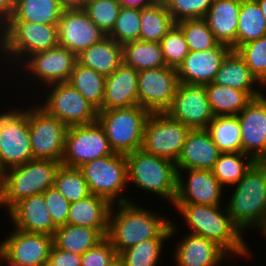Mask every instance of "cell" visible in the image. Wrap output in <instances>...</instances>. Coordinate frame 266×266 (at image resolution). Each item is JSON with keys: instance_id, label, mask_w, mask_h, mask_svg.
<instances>
[{"instance_id": "cell-37", "label": "cell", "mask_w": 266, "mask_h": 266, "mask_svg": "<svg viewBox=\"0 0 266 266\" xmlns=\"http://www.w3.org/2000/svg\"><path fill=\"white\" fill-rule=\"evenodd\" d=\"M123 62L137 71L166 66L160 42L140 40L123 45Z\"/></svg>"}, {"instance_id": "cell-49", "label": "cell", "mask_w": 266, "mask_h": 266, "mask_svg": "<svg viewBox=\"0 0 266 266\" xmlns=\"http://www.w3.org/2000/svg\"><path fill=\"white\" fill-rule=\"evenodd\" d=\"M46 266H81V255L64 251L53 245Z\"/></svg>"}, {"instance_id": "cell-19", "label": "cell", "mask_w": 266, "mask_h": 266, "mask_svg": "<svg viewBox=\"0 0 266 266\" xmlns=\"http://www.w3.org/2000/svg\"><path fill=\"white\" fill-rule=\"evenodd\" d=\"M107 35L83 9L63 10L58 22V44L78 55Z\"/></svg>"}, {"instance_id": "cell-36", "label": "cell", "mask_w": 266, "mask_h": 266, "mask_svg": "<svg viewBox=\"0 0 266 266\" xmlns=\"http://www.w3.org/2000/svg\"><path fill=\"white\" fill-rule=\"evenodd\" d=\"M266 35V19L256 0H241L236 34V50Z\"/></svg>"}, {"instance_id": "cell-58", "label": "cell", "mask_w": 266, "mask_h": 266, "mask_svg": "<svg viewBox=\"0 0 266 266\" xmlns=\"http://www.w3.org/2000/svg\"><path fill=\"white\" fill-rule=\"evenodd\" d=\"M259 229H260V232L264 235V237H266V220Z\"/></svg>"}, {"instance_id": "cell-2", "label": "cell", "mask_w": 266, "mask_h": 266, "mask_svg": "<svg viewBox=\"0 0 266 266\" xmlns=\"http://www.w3.org/2000/svg\"><path fill=\"white\" fill-rule=\"evenodd\" d=\"M183 216L190 233L203 236L215 242L228 255L229 258L237 256L249 257L250 252L242 232L232 222L227 209L222 210L221 205L203 204H173ZM223 211V212H222Z\"/></svg>"}, {"instance_id": "cell-9", "label": "cell", "mask_w": 266, "mask_h": 266, "mask_svg": "<svg viewBox=\"0 0 266 266\" xmlns=\"http://www.w3.org/2000/svg\"><path fill=\"white\" fill-rule=\"evenodd\" d=\"M12 109L0 113V163L5 171L33 159L28 108Z\"/></svg>"}, {"instance_id": "cell-43", "label": "cell", "mask_w": 266, "mask_h": 266, "mask_svg": "<svg viewBox=\"0 0 266 266\" xmlns=\"http://www.w3.org/2000/svg\"><path fill=\"white\" fill-rule=\"evenodd\" d=\"M251 73L266 86V35L241 45L237 50Z\"/></svg>"}, {"instance_id": "cell-56", "label": "cell", "mask_w": 266, "mask_h": 266, "mask_svg": "<svg viewBox=\"0 0 266 266\" xmlns=\"http://www.w3.org/2000/svg\"><path fill=\"white\" fill-rule=\"evenodd\" d=\"M2 262L8 263L7 266H35L31 264L18 265V264L12 263L11 261H8L3 255H2Z\"/></svg>"}, {"instance_id": "cell-12", "label": "cell", "mask_w": 266, "mask_h": 266, "mask_svg": "<svg viewBox=\"0 0 266 266\" xmlns=\"http://www.w3.org/2000/svg\"><path fill=\"white\" fill-rule=\"evenodd\" d=\"M112 154L114 151L98 121L88 125L69 126L61 165L80 168L87 162Z\"/></svg>"}, {"instance_id": "cell-10", "label": "cell", "mask_w": 266, "mask_h": 266, "mask_svg": "<svg viewBox=\"0 0 266 266\" xmlns=\"http://www.w3.org/2000/svg\"><path fill=\"white\" fill-rule=\"evenodd\" d=\"M28 108V126L33 159H63L68 126L37 103Z\"/></svg>"}, {"instance_id": "cell-7", "label": "cell", "mask_w": 266, "mask_h": 266, "mask_svg": "<svg viewBox=\"0 0 266 266\" xmlns=\"http://www.w3.org/2000/svg\"><path fill=\"white\" fill-rule=\"evenodd\" d=\"M93 195L107 199L111 204L133 202L123 191L128 184L125 154L114 153L83 164L79 168ZM125 197V198H124Z\"/></svg>"}, {"instance_id": "cell-45", "label": "cell", "mask_w": 266, "mask_h": 266, "mask_svg": "<svg viewBox=\"0 0 266 266\" xmlns=\"http://www.w3.org/2000/svg\"><path fill=\"white\" fill-rule=\"evenodd\" d=\"M162 55L166 66L176 68L189 54L188 45L181 29L174 24L160 41Z\"/></svg>"}, {"instance_id": "cell-6", "label": "cell", "mask_w": 266, "mask_h": 266, "mask_svg": "<svg viewBox=\"0 0 266 266\" xmlns=\"http://www.w3.org/2000/svg\"><path fill=\"white\" fill-rule=\"evenodd\" d=\"M151 113L140 105L98 112L97 121L104 128L114 153L128 154L141 149L146 121Z\"/></svg>"}, {"instance_id": "cell-3", "label": "cell", "mask_w": 266, "mask_h": 266, "mask_svg": "<svg viewBox=\"0 0 266 266\" xmlns=\"http://www.w3.org/2000/svg\"><path fill=\"white\" fill-rule=\"evenodd\" d=\"M232 187L225 206L232 222L242 233L250 226L259 231L266 220V161H256Z\"/></svg>"}, {"instance_id": "cell-28", "label": "cell", "mask_w": 266, "mask_h": 266, "mask_svg": "<svg viewBox=\"0 0 266 266\" xmlns=\"http://www.w3.org/2000/svg\"><path fill=\"white\" fill-rule=\"evenodd\" d=\"M111 206L107 199L91 194L70 203L67 224L97 229L106 237Z\"/></svg>"}, {"instance_id": "cell-42", "label": "cell", "mask_w": 266, "mask_h": 266, "mask_svg": "<svg viewBox=\"0 0 266 266\" xmlns=\"http://www.w3.org/2000/svg\"><path fill=\"white\" fill-rule=\"evenodd\" d=\"M140 10L121 8L112 31L107 35L117 43L124 45L140 40Z\"/></svg>"}, {"instance_id": "cell-52", "label": "cell", "mask_w": 266, "mask_h": 266, "mask_svg": "<svg viewBox=\"0 0 266 266\" xmlns=\"http://www.w3.org/2000/svg\"><path fill=\"white\" fill-rule=\"evenodd\" d=\"M64 10L84 9V0H58Z\"/></svg>"}, {"instance_id": "cell-32", "label": "cell", "mask_w": 266, "mask_h": 266, "mask_svg": "<svg viewBox=\"0 0 266 266\" xmlns=\"http://www.w3.org/2000/svg\"><path fill=\"white\" fill-rule=\"evenodd\" d=\"M205 89L215 116L238 115L253 99L247 92L229 86L208 83Z\"/></svg>"}, {"instance_id": "cell-50", "label": "cell", "mask_w": 266, "mask_h": 266, "mask_svg": "<svg viewBox=\"0 0 266 266\" xmlns=\"http://www.w3.org/2000/svg\"><path fill=\"white\" fill-rule=\"evenodd\" d=\"M158 0H119L122 8L144 9L154 5Z\"/></svg>"}, {"instance_id": "cell-54", "label": "cell", "mask_w": 266, "mask_h": 266, "mask_svg": "<svg viewBox=\"0 0 266 266\" xmlns=\"http://www.w3.org/2000/svg\"><path fill=\"white\" fill-rule=\"evenodd\" d=\"M261 8L262 13L266 19V0H256Z\"/></svg>"}, {"instance_id": "cell-11", "label": "cell", "mask_w": 266, "mask_h": 266, "mask_svg": "<svg viewBox=\"0 0 266 266\" xmlns=\"http://www.w3.org/2000/svg\"><path fill=\"white\" fill-rule=\"evenodd\" d=\"M190 131L165 112L151 113L145 124L141 149L176 163Z\"/></svg>"}, {"instance_id": "cell-57", "label": "cell", "mask_w": 266, "mask_h": 266, "mask_svg": "<svg viewBox=\"0 0 266 266\" xmlns=\"http://www.w3.org/2000/svg\"><path fill=\"white\" fill-rule=\"evenodd\" d=\"M5 172H6L5 169L3 168L2 164L0 163V185L2 184Z\"/></svg>"}, {"instance_id": "cell-40", "label": "cell", "mask_w": 266, "mask_h": 266, "mask_svg": "<svg viewBox=\"0 0 266 266\" xmlns=\"http://www.w3.org/2000/svg\"><path fill=\"white\" fill-rule=\"evenodd\" d=\"M170 238H152L122 251L118 256L124 266H157L164 249V242ZM163 248V249H162Z\"/></svg>"}, {"instance_id": "cell-20", "label": "cell", "mask_w": 266, "mask_h": 266, "mask_svg": "<svg viewBox=\"0 0 266 266\" xmlns=\"http://www.w3.org/2000/svg\"><path fill=\"white\" fill-rule=\"evenodd\" d=\"M242 136V153L255 161H266V95L254 98L237 115Z\"/></svg>"}, {"instance_id": "cell-35", "label": "cell", "mask_w": 266, "mask_h": 266, "mask_svg": "<svg viewBox=\"0 0 266 266\" xmlns=\"http://www.w3.org/2000/svg\"><path fill=\"white\" fill-rule=\"evenodd\" d=\"M175 24L163 1L140 10V41L160 42Z\"/></svg>"}, {"instance_id": "cell-23", "label": "cell", "mask_w": 266, "mask_h": 266, "mask_svg": "<svg viewBox=\"0 0 266 266\" xmlns=\"http://www.w3.org/2000/svg\"><path fill=\"white\" fill-rule=\"evenodd\" d=\"M177 266H220L228 254L215 242L193 233L185 234L177 244Z\"/></svg>"}, {"instance_id": "cell-15", "label": "cell", "mask_w": 266, "mask_h": 266, "mask_svg": "<svg viewBox=\"0 0 266 266\" xmlns=\"http://www.w3.org/2000/svg\"><path fill=\"white\" fill-rule=\"evenodd\" d=\"M165 113L191 130L206 129L215 115L209 104L205 85L179 83Z\"/></svg>"}, {"instance_id": "cell-31", "label": "cell", "mask_w": 266, "mask_h": 266, "mask_svg": "<svg viewBox=\"0 0 266 266\" xmlns=\"http://www.w3.org/2000/svg\"><path fill=\"white\" fill-rule=\"evenodd\" d=\"M63 10L58 0H15L14 11L8 21L58 25Z\"/></svg>"}, {"instance_id": "cell-55", "label": "cell", "mask_w": 266, "mask_h": 266, "mask_svg": "<svg viewBox=\"0 0 266 266\" xmlns=\"http://www.w3.org/2000/svg\"><path fill=\"white\" fill-rule=\"evenodd\" d=\"M108 266H124L122 259L118 256Z\"/></svg>"}, {"instance_id": "cell-21", "label": "cell", "mask_w": 266, "mask_h": 266, "mask_svg": "<svg viewBox=\"0 0 266 266\" xmlns=\"http://www.w3.org/2000/svg\"><path fill=\"white\" fill-rule=\"evenodd\" d=\"M232 49L219 43L205 51H189L177 67L179 83L205 85L212 83L222 60Z\"/></svg>"}, {"instance_id": "cell-25", "label": "cell", "mask_w": 266, "mask_h": 266, "mask_svg": "<svg viewBox=\"0 0 266 266\" xmlns=\"http://www.w3.org/2000/svg\"><path fill=\"white\" fill-rule=\"evenodd\" d=\"M220 153L206 129L191 130L175 163L176 168L211 170Z\"/></svg>"}, {"instance_id": "cell-46", "label": "cell", "mask_w": 266, "mask_h": 266, "mask_svg": "<svg viewBox=\"0 0 266 266\" xmlns=\"http://www.w3.org/2000/svg\"><path fill=\"white\" fill-rule=\"evenodd\" d=\"M175 23L205 18L213 0H162Z\"/></svg>"}, {"instance_id": "cell-38", "label": "cell", "mask_w": 266, "mask_h": 266, "mask_svg": "<svg viewBox=\"0 0 266 266\" xmlns=\"http://www.w3.org/2000/svg\"><path fill=\"white\" fill-rule=\"evenodd\" d=\"M256 161L242 152L220 153L218 160L211 169L213 175L225 188L235 185Z\"/></svg>"}, {"instance_id": "cell-13", "label": "cell", "mask_w": 266, "mask_h": 266, "mask_svg": "<svg viewBox=\"0 0 266 266\" xmlns=\"http://www.w3.org/2000/svg\"><path fill=\"white\" fill-rule=\"evenodd\" d=\"M46 89L45 102L39 106L68 127L97 121L98 111L69 82L51 84Z\"/></svg>"}, {"instance_id": "cell-8", "label": "cell", "mask_w": 266, "mask_h": 266, "mask_svg": "<svg viewBox=\"0 0 266 266\" xmlns=\"http://www.w3.org/2000/svg\"><path fill=\"white\" fill-rule=\"evenodd\" d=\"M58 44V25L27 21H8V35L2 56L11 63H22L33 53L52 49ZM19 60V61H18Z\"/></svg>"}, {"instance_id": "cell-29", "label": "cell", "mask_w": 266, "mask_h": 266, "mask_svg": "<svg viewBox=\"0 0 266 266\" xmlns=\"http://www.w3.org/2000/svg\"><path fill=\"white\" fill-rule=\"evenodd\" d=\"M77 62L105 76L123 63V45L106 36L77 55Z\"/></svg>"}, {"instance_id": "cell-48", "label": "cell", "mask_w": 266, "mask_h": 266, "mask_svg": "<svg viewBox=\"0 0 266 266\" xmlns=\"http://www.w3.org/2000/svg\"><path fill=\"white\" fill-rule=\"evenodd\" d=\"M47 209L54 223L59 227L67 224L70 202L56 189L48 188L44 193Z\"/></svg>"}, {"instance_id": "cell-47", "label": "cell", "mask_w": 266, "mask_h": 266, "mask_svg": "<svg viewBox=\"0 0 266 266\" xmlns=\"http://www.w3.org/2000/svg\"><path fill=\"white\" fill-rule=\"evenodd\" d=\"M117 257V251L105 237L81 255V266H108Z\"/></svg>"}, {"instance_id": "cell-26", "label": "cell", "mask_w": 266, "mask_h": 266, "mask_svg": "<svg viewBox=\"0 0 266 266\" xmlns=\"http://www.w3.org/2000/svg\"><path fill=\"white\" fill-rule=\"evenodd\" d=\"M241 0H213L205 20L216 40L236 51V34Z\"/></svg>"}, {"instance_id": "cell-39", "label": "cell", "mask_w": 266, "mask_h": 266, "mask_svg": "<svg viewBox=\"0 0 266 266\" xmlns=\"http://www.w3.org/2000/svg\"><path fill=\"white\" fill-rule=\"evenodd\" d=\"M54 186L70 202H78L91 195L87 181L79 168L60 165Z\"/></svg>"}, {"instance_id": "cell-51", "label": "cell", "mask_w": 266, "mask_h": 266, "mask_svg": "<svg viewBox=\"0 0 266 266\" xmlns=\"http://www.w3.org/2000/svg\"><path fill=\"white\" fill-rule=\"evenodd\" d=\"M8 35V19L0 13V54L2 53Z\"/></svg>"}, {"instance_id": "cell-18", "label": "cell", "mask_w": 266, "mask_h": 266, "mask_svg": "<svg viewBox=\"0 0 266 266\" xmlns=\"http://www.w3.org/2000/svg\"><path fill=\"white\" fill-rule=\"evenodd\" d=\"M177 194L174 204H203L221 205L224 188L211 170L204 169H177ZM187 171L188 173H186ZM183 172V173H182ZM187 174L188 181L183 179Z\"/></svg>"}, {"instance_id": "cell-4", "label": "cell", "mask_w": 266, "mask_h": 266, "mask_svg": "<svg viewBox=\"0 0 266 266\" xmlns=\"http://www.w3.org/2000/svg\"><path fill=\"white\" fill-rule=\"evenodd\" d=\"M61 162L49 159H31L6 170L0 185V207L8 212L16 203L33 195L42 194L54 186Z\"/></svg>"}, {"instance_id": "cell-33", "label": "cell", "mask_w": 266, "mask_h": 266, "mask_svg": "<svg viewBox=\"0 0 266 266\" xmlns=\"http://www.w3.org/2000/svg\"><path fill=\"white\" fill-rule=\"evenodd\" d=\"M106 76L76 62L68 82L99 112L103 110Z\"/></svg>"}, {"instance_id": "cell-44", "label": "cell", "mask_w": 266, "mask_h": 266, "mask_svg": "<svg viewBox=\"0 0 266 266\" xmlns=\"http://www.w3.org/2000/svg\"><path fill=\"white\" fill-rule=\"evenodd\" d=\"M119 0H93L87 2L84 11L97 27L108 35L114 27L121 10Z\"/></svg>"}, {"instance_id": "cell-27", "label": "cell", "mask_w": 266, "mask_h": 266, "mask_svg": "<svg viewBox=\"0 0 266 266\" xmlns=\"http://www.w3.org/2000/svg\"><path fill=\"white\" fill-rule=\"evenodd\" d=\"M212 83L245 91L253 99L265 94L261 90L264 89L263 85L251 73L244 59L234 50H231L222 60ZM257 83L261 85V89L258 88Z\"/></svg>"}, {"instance_id": "cell-53", "label": "cell", "mask_w": 266, "mask_h": 266, "mask_svg": "<svg viewBox=\"0 0 266 266\" xmlns=\"http://www.w3.org/2000/svg\"><path fill=\"white\" fill-rule=\"evenodd\" d=\"M15 0H0V13L9 19L14 11Z\"/></svg>"}, {"instance_id": "cell-22", "label": "cell", "mask_w": 266, "mask_h": 266, "mask_svg": "<svg viewBox=\"0 0 266 266\" xmlns=\"http://www.w3.org/2000/svg\"><path fill=\"white\" fill-rule=\"evenodd\" d=\"M7 214L13 227L25 232L53 236L58 228L47 209L43 193L22 199Z\"/></svg>"}, {"instance_id": "cell-60", "label": "cell", "mask_w": 266, "mask_h": 266, "mask_svg": "<svg viewBox=\"0 0 266 266\" xmlns=\"http://www.w3.org/2000/svg\"><path fill=\"white\" fill-rule=\"evenodd\" d=\"M90 1H93V0H84L85 3L90 2Z\"/></svg>"}, {"instance_id": "cell-30", "label": "cell", "mask_w": 266, "mask_h": 266, "mask_svg": "<svg viewBox=\"0 0 266 266\" xmlns=\"http://www.w3.org/2000/svg\"><path fill=\"white\" fill-rule=\"evenodd\" d=\"M105 237L97 230L85 226L62 225L53 234V245L67 252L82 255Z\"/></svg>"}, {"instance_id": "cell-41", "label": "cell", "mask_w": 266, "mask_h": 266, "mask_svg": "<svg viewBox=\"0 0 266 266\" xmlns=\"http://www.w3.org/2000/svg\"><path fill=\"white\" fill-rule=\"evenodd\" d=\"M175 24L181 29L189 51H205L219 44L204 18L186 19Z\"/></svg>"}, {"instance_id": "cell-16", "label": "cell", "mask_w": 266, "mask_h": 266, "mask_svg": "<svg viewBox=\"0 0 266 266\" xmlns=\"http://www.w3.org/2000/svg\"><path fill=\"white\" fill-rule=\"evenodd\" d=\"M5 238L0 242V253L8 261L18 265L46 266L53 247V236L14 228Z\"/></svg>"}, {"instance_id": "cell-59", "label": "cell", "mask_w": 266, "mask_h": 266, "mask_svg": "<svg viewBox=\"0 0 266 266\" xmlns=\"http://www.w3.org/2000/svg\"><path fill=\"white\" fill-rule=\"evenodd\" d=\"M1 264H3V262H2V254L0 253V266H2Z\"/></svg>"}, {"instance_id": "cell-24", "label": "cell", "mask_w": 266, "mask_h": 266, "mask_svg": "<svg viewBox=\"0 0 266 266\" xmlns=\"http://www.w3.org/2000/svg\"><path fill=\"white\" fill-rule=\"evenodd\" d=\"M138 71L124 62L105 79L103 110L138 105Z\"/></svg>"}, {"instance_id": "cell-14", "label": "cell", "mask_w": 266, "mask_h": 266, "mask_svg": "<svg viewBox=\"0 0 266 266\" xmlns=\"http://www.w3.org/2000/svg\"><path fill=\"white\" fill-rule=\"evenodd\" d=\"M179 84L177 69L169 66L138 71V105L150 113L165 112Z\"/></svg>"}, {"instance_id": "cell-5", "label": "cell", "mask_w": 266, "mask_h": 266, "mask_svg": "<svg viewBox=\"0 0 266 266\" xmlns=\"http://www.w3.org/2000/svg\"><path fill=\"white\" fill-rule=\"evenodd\" d=\"M128 183L146 193L159 195L174 204L177 194L178 171L168 159L146 153L142 149L125 155Z\"/></svg>"}, {"instance_id": "cell-34", "label": "cell", "mask_w": 266, "mask_h": 266, "mask_svg": "<svg viewBox=\"0 0 266 266\" xmlns=\"http://www.w3.org/2000/svg\"><path fill=\"white\" fill-rule=\"evenodd\" d=\"M221 153L242 152V136L237 115L215 116L206 127Z\"/></svg>"}, {"instance_id": "cell-1", "label": "cell", "mask_w": 266, "mask_h": 266, "mask_svg": "<svg viewBox=\"0 0 266 266\" xmlns=\"http://www.w3.org/2000/svg\"><path fill=\"white\" fill-rule=\"evenodd\" d=\"M114 206L118 212H114ZM166 216L140 207L135 202L112 204L106 238L118 255L136 244L152 238H172L176 224ZM176 226V227H175Z\"/></svg>"}, {"instance_id": "cell-17", "label": "cell", "mask_w": 266, "mask_h": 266, "mask_svg": "<svg viewBox=\"0 0 266 266\" xmlns=\"http://www.w3.org/2000/svg\"><path fill=\"white\" fill-rule=\"evenodd\" d=\"M77 62V55L58 45L52 49L33 53L23 61L26 73L40 80L44 85L68 82ZM33 75V76H32Z\"/></svg>"}]
</instances>
